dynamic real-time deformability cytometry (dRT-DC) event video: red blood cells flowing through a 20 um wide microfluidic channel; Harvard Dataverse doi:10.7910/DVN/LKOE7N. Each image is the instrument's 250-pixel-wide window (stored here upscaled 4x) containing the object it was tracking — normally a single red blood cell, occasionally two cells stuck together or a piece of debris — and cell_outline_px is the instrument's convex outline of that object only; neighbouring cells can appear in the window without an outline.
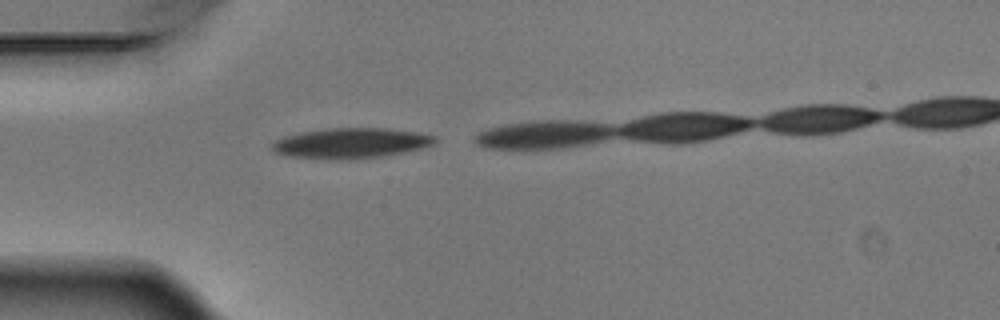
{"species": "Egyptian fruit bat (a non-hibernating species)", "species_latin": "Rousettus aegyptiacus", "temperature_condition": "warm", "stored_images_in_passage": 3, "camera_frame_rate_fps": 3000, "um_per_image_px": 0.085, "animal": {"sex": "male"}, "frame": {"image": 1, "passage_image": 1, "time_ms": 0.0, "image_size_px": [1000, 320], "cell_outline_px": [[440, 140], [436, 144], [424, 148], [384, 156], [348, 160], [328, 160], [288, 156], [276, 152], [272, 148], [272, 144], [276, 140], [288, 136], [304, 132], [328, 128], [388, 128], [416, 132], [436, 136]], "centroid_in_image_um": [29.92, 12.18], "position_along_channel_um": 55.1, "area_um2": 29.02}}